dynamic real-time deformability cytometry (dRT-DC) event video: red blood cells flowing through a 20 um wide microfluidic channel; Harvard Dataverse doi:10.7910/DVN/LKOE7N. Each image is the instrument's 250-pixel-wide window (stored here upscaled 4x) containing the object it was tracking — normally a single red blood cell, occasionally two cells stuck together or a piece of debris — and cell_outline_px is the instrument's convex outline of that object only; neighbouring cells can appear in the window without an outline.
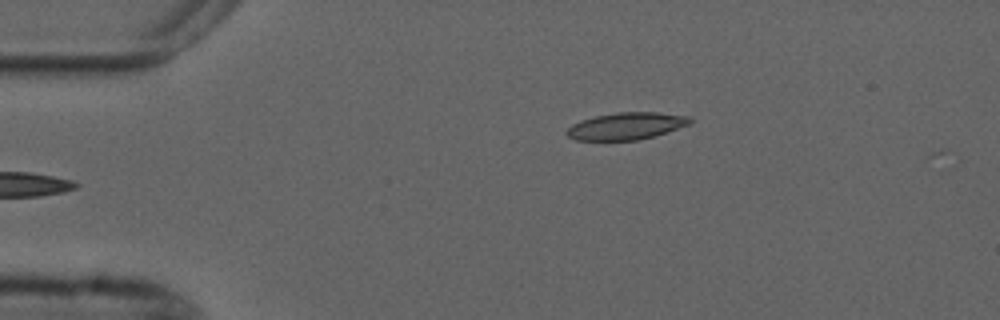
{"species": "common noctule bat (a hibernating species)", "species_latin": "Nyctalus noctula", "temperature_condition": "cold", "stored_images_in_passage": 6, "camera_frame_rate_fps": 3000, "um_per_image_px": 0.085, "animal": {"sex": "male", "forearm_length_mm": 52.5}, "frame": {"image": 1, "passage_image": 6, "time_ms": 6.0, "image_size_px": [1000, 320], "cell_outline_px": [[692, 124], [656, 136], [636, 140], [576, 140], [568, 136], [564, 132], [572, 124], [596, 116], [616, 112], [656, 112], [692, 116]], "centroid_in_image_um": [53.3, 10.71], "position_along_channel_um": 31.7, "area_um2": 19.59}}